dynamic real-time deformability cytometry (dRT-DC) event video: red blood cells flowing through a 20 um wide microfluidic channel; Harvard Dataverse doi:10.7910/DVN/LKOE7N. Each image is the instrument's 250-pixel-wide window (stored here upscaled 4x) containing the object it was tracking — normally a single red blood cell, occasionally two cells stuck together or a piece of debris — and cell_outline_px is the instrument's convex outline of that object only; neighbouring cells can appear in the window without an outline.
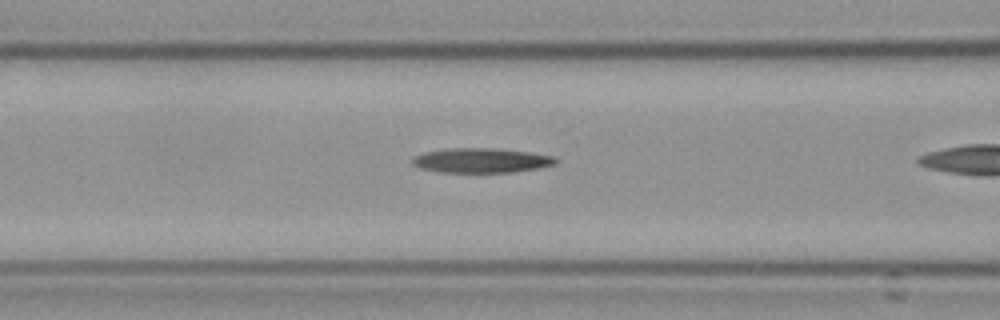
{"species": "Egyptian fruit bat (a non-hibernating species)", "species_latin": "Rousettus aegyptiacus", "temperature_condition": "cold", "stored_images_in_passage": 30, "camera_frame_rate_fps": 3000, "um_per_image_px": 0.085, "frame": {"image": 1, "passage_image": 9, "time_ms": 2.667, "image_size_px": [1000, 320], "cell_outline_px": [[560, 160], [556, 164], [540, 168], [512, 172], [440, 172], [420, 168], [412, 164], [412, 160], [416, 156], [424, 152], [444, 148], [492, 148], [528, 152], [556, 156]], "centroid_in_image_um": [40.95, 13.63], "position_along_channel_um": 125.6, "area_um2": 20.69}}
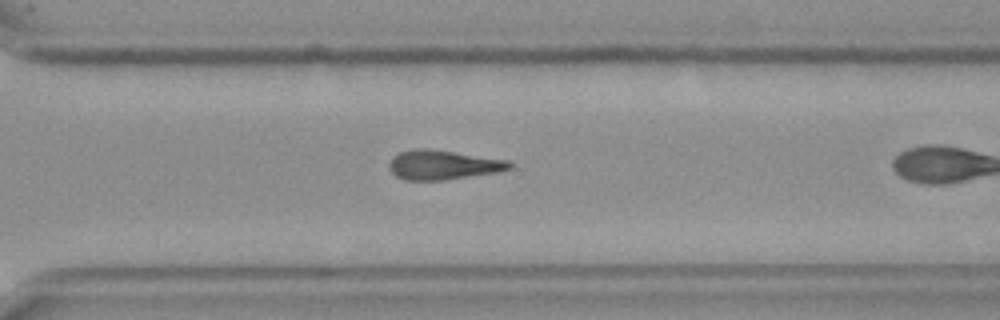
{"frame": {"image": 2, "passage_image": 26, "time_ms": 8.333, "image_size_px": [1000, 320], "cell_outline_px": [[516, 164], [512, 168], [500, 172], [444, 180], [408, 180], [396, 176], [388, 168], [388, 164], [392, 156], [400, 152], [416, 148], [428, 148], [512, 160]], "centroid_in_image_um": [37.73, 14.0], "position_along_channel_um": 332.9, "area_um2": 21.1}}